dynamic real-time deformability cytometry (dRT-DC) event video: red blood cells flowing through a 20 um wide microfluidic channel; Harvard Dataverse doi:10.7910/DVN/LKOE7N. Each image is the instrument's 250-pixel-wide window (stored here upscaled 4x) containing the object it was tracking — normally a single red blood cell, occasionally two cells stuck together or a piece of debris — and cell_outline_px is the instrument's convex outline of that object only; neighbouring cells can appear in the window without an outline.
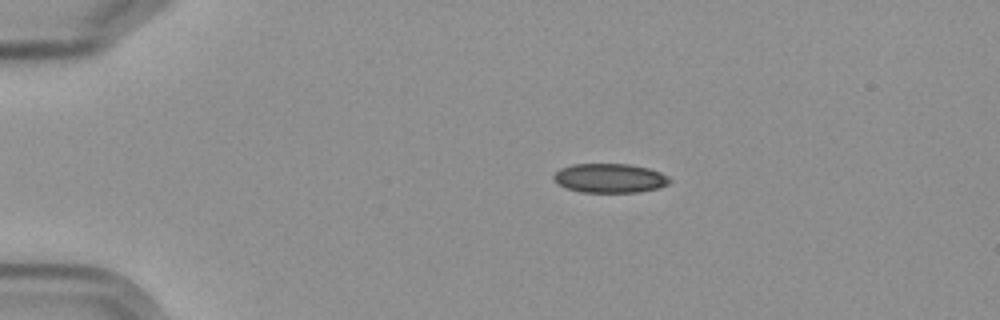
{"species": "Egyptian fruit bat (a non-hibernating species)", "species_latin": "Rousettus aegyptiacus", "temperature_condition": "cold", "stored_images_in_passage": 5, "camera_frame_rate_fps": 3000, "um_per_image_px": 0.085, "frame": {"image": 1, "passage_image": 4, "time_ms": 3.667, "image_size_px": [1000, 320], "cell_outline_px": [[672, 180], [668, 184], [660, 188], [640, 192], [580, 192], [568, 188], [560, 184], [552, 176], [560, 168], [572, 164], [628, 164], [648, 168], [660, 172], [668, 176]], "centroid_in_image_um": [51.87, 15.14], "position_along_channel_um": 33.1, "area_um2": 19.71}}